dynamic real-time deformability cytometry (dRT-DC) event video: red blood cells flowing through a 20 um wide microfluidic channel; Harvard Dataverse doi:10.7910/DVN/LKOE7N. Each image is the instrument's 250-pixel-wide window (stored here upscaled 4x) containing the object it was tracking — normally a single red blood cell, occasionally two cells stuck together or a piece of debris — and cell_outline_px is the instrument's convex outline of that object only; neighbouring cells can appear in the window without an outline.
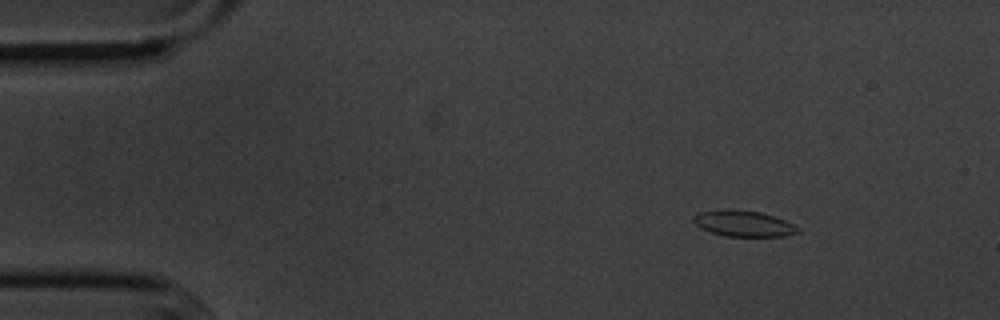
{"species": "common noctule bat (a hibernating species)", "species_latin": "Nyctalus noctula", "temperature_condition": "cold", "stored_images_in_passage": 5, "camera_frame_rate_fps": 3000, "um_per_image_px": 0.085, "animal": {"sex": "male", "body_mass_g": 20.1, "forearm_length_mm": 53.5}, "frame": {"image": 1, "passage_image": 1, "time_ms": 0.0, "image_size_px": [1000, 320], "cell_outline_px": [[800, 232], [784, 236], [724, 236], [700, 228], [692, 220], [692, 216], [696, 212], [720, 208], [728, 208], [760, 212], [796, 224], [800, 228]], "centroid_in_image_um": [63.16, 18.98], "position_along_channel_um": 21.8, "area_um2": 16.13}}
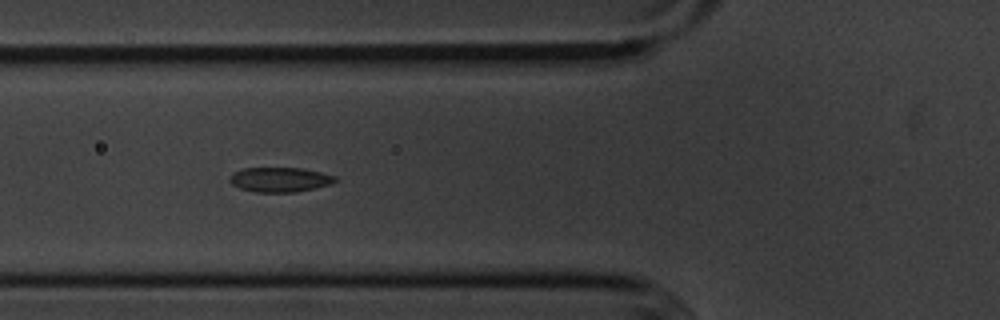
{"frame": {"image": 2, "passage_image": 4, "time_ms": 4.333, "image_size_px": [1000, 320], "cell_outline_px": [[336, 180], [332, 184], [316, 188], [296, 192], [256, 192], [240, 188], [232, 184], [228, 180], [232, 172], [244, 168], [300, 168], [320, 172], [336, 176]], "centroid_in_image_um": [23.78, 15.27], "position_along_channel_um": 102.0, "area_um2": 15.2}}
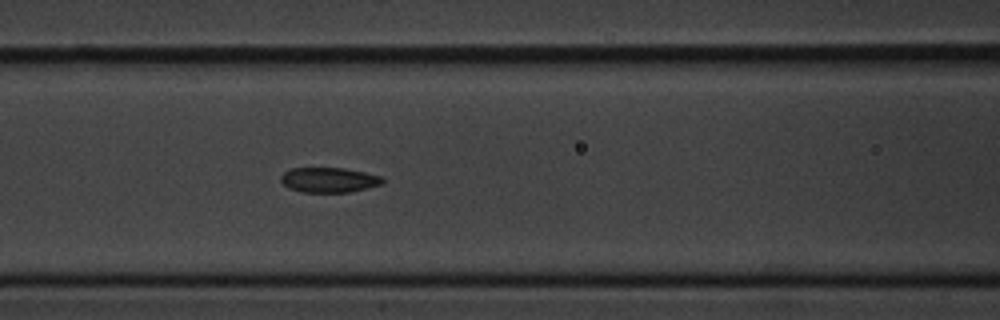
{"frame": {"image": 3, "passage_image": 5, "time_ms": 5.333, "image_size_px": [1000, 320], "cell_outline_px": [[384, 180], [380, 184], [368, 188], [348, 192], [300, 192], [288, 188], [280, 180], [280, 176], [284, 172], [292, 168], [344, 168], [364, 172], [380, 176]], "centroid_in_image_um": [27.92, 15.29], "position_along_channel_um": 138.7, "area_um2": 14.74}}